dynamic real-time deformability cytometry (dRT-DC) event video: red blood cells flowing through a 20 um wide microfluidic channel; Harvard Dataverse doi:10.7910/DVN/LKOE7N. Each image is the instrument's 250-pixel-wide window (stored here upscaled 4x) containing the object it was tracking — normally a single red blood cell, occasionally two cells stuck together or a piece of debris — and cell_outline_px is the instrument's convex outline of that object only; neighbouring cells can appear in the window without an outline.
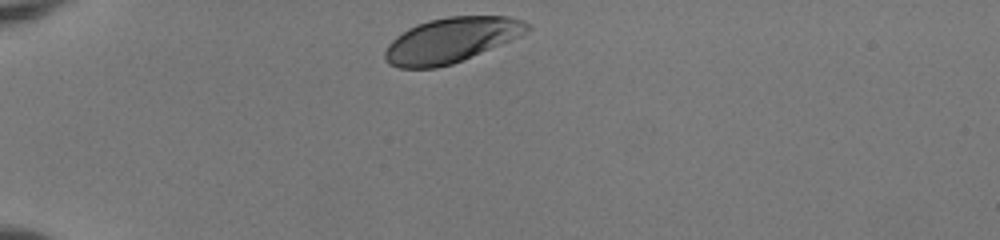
{"species": "human", "species_latin": "Homo sapiens", "temperature_condition": "room temperature", "stored_images_in_passage": 33, "camera_frame_rate_fps": 3000, "um_per_image_px": 0.085, "donor": {"sex": "female"}, "frame": {"image": 1, "passage_image": 1, "time_ms": 0.0, "image_size_px": [1000, 240], "cell_outline_px": [[532, 28], [528, 32], [452, 64], [436, 68], [400, 68], [388, 64], [384, 60], [384, 52], [388, 44], [396, 36], [408, 28], [416, 24], [428, 20], [448, 16], [508, 16], [524, 20], [532, 24]], "centroid_in_image_um": [38.33, 3.4], "position_along_channel_um": 46.7, "area_um2": 37.28}}
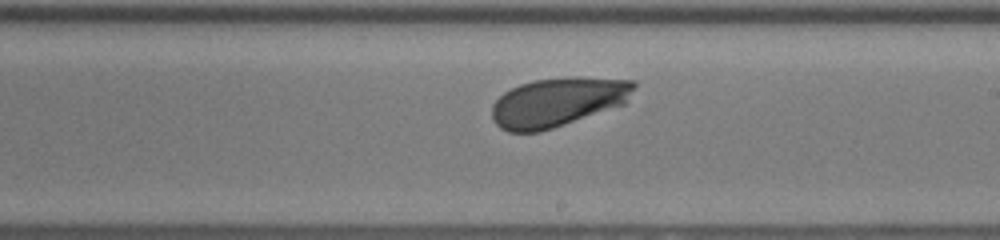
{"frame": {"image": 2, "passage_image": 19, "time_ms": 6.0, "image_size_px": [1000, 240], "cell_outline_px": [[636, 84], [624, 104], [540, 132], [508, 132], [500, 128], [492, 120], [492, 104], [504, 92], [520, 84], [536, 80], [572, 76], [636, 80]], "centroid_in_image_um": [47.38, 8.67], "position_along_channel_um": 241.6, "area_um2": 40.46}}
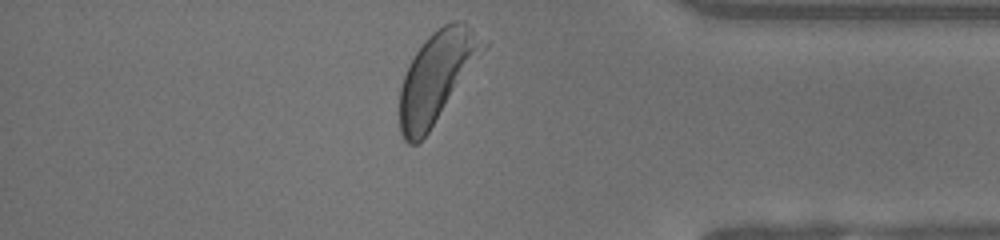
{"frame": {"image": 3, "passage_image": 32, "time_ms": 10.333, "image_size_px": [1000, 240], "cell_outline_px": [[472, 48], [428, 132], [416, 144], [408, 144], [404, 140], [400, 132], [400, 88], [408, 64], [424, 40], [436, 28], [444, 24], [456, 20], [464, 20], [472, 28]], "centroid_in_image_um": [36.74, 6.59], "position_along_channel_um": 398.5, "area_um2": 37.63}, "authors_computed_cell_mechanics": {"area_um2": 40.171, "velocity_mm_per_s": 3.9703, "shape_relaxation_time_tau1_ms": 1.9847, "shape_relaxation_time_tau2_ms": null, "deformation_change_tau1": 0.1296, "deformation_change_tau2": null}}